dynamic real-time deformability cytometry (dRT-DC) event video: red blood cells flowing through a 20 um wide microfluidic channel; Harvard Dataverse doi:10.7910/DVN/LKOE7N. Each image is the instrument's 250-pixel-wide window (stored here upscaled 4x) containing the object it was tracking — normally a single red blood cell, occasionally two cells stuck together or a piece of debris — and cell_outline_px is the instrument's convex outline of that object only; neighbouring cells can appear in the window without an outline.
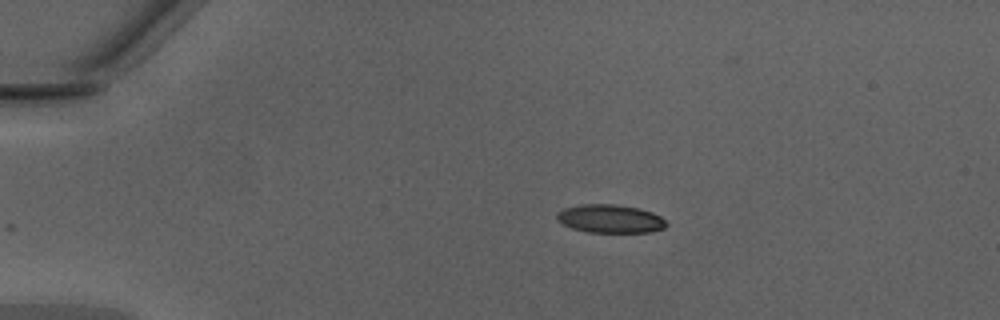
{"species": "Egyptian fruit bat (a non-hibernating species)", "species_latin": "Rousettus aegyptiacus", "temperature_condition": "warm", "stored_images_in_passage": 40, "camera_frame_rate_fps": 3000, "um_per_image_px": 0.085, "animal": {"sex": "male"}, "frame": {"image": 1, "passage_image": 1, "time_ms": 0.0, "image_size_px": [1000, 320], "cell_outline_px": [[668, 224], [664, 228], [652, 232], [588, 232], [572, 228], [556, 220], [556, 212], [564, 208], [580, 204], [616, 204], [640, 208], [652, 212], [660, 216]], "centroid_in_image_um": [51.86, 18.58], "position_along_channel_um": 33.1, "area_um2": 18.21}}
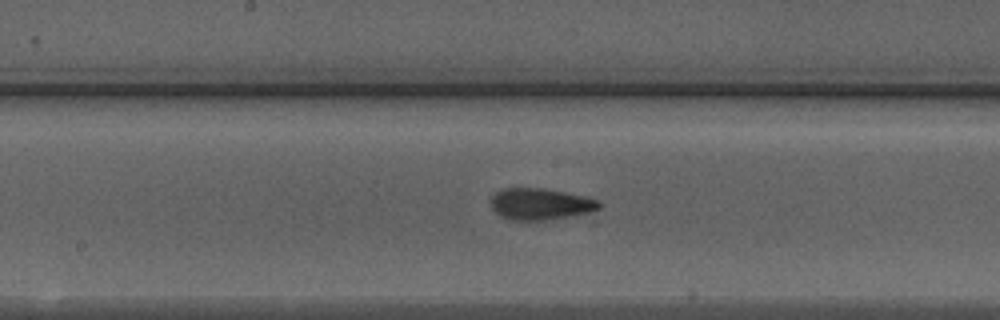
{"frame": {"image": 2, "passage_image": 17, "time_ms": 5.333, "image_size_px": [1000, 320], "cell_outline_px": [[604, 204], [600, 208], [592, 212], [572, 216], [544, 220], [512, 220], [500, 216], [492, 208], [492, 196], [500, 188], [544, 188], [588, 196], [600, 200]], "centroid_in_image_um": [46.01, 17.33], "position_along_channel_um": 202.2, "area_um2": 20.23}}
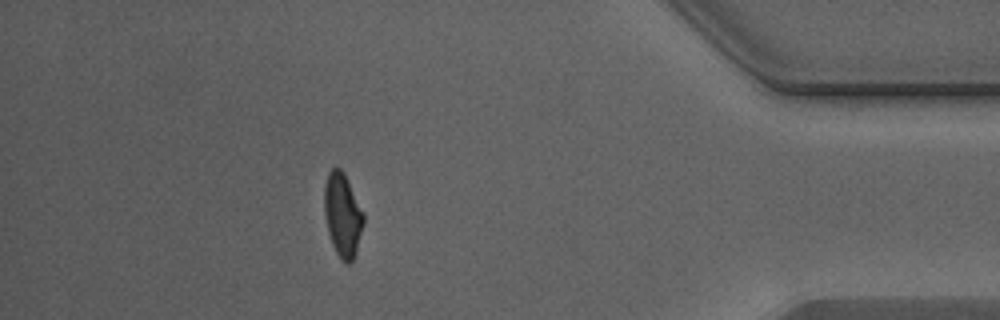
{"frame": {"image": 3, "passage_image": 34, "time_ms": 11.0, "image_size_px": [1000, 320], "cell_outline_px": [[364, 224], [356, 252], [352, 260], [348, 264], [344, 264], [340, 260], [332, 244], [328, 232], [324, 212], [324, 184], [328, 172], [332, 168], [340, 168], [344, 172], [364, 216]], "centroid_in_image_um": [29.1, 18.29], "position_along_channel_um": 406.1, "area_um2": 19.07}, "authors_computed_cell_mechanics": {"area_um2": 19.3341, "velocity_mm_per_s": 4.3274, "shape_relaxation_time_tau1_ms": 7.337, "shape_relaxation_time_tau2_ms": 1.1465, "deformation_change_tau1": 0.2172, "deformation_change_tau2": 0.0827}}